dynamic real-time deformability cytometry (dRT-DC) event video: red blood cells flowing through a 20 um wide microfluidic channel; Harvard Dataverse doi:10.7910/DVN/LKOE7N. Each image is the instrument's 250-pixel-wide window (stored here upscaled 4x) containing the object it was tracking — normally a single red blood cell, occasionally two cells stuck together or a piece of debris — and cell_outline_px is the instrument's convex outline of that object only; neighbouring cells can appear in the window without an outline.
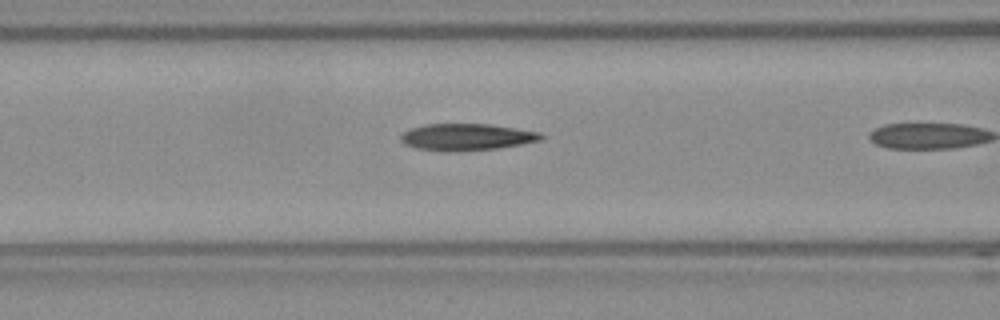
{"species": "Egyptian fruit bat (a non-hibernating species)", "species_latin": "Rousettus aegyptiacus", "temperature_condition": "room temperature", "stored_images_in_passage": 10, "camera_frame_rate_fps": 3000, "um_per_image_px": 0.085, "frame": {"image": 1, "passage_image": 9, "time_ms": 2.667, "image_size_px": [1000, 320], "cell_outline_px": [[544, 136], [540, 140], [520, 144], [496, 148], [460, 152], [440, 152], [416, 148], [404, 144], [400, 140], [400, 136], [404, 132], [412, 128], [424, 124], [488, 124], [516, 128], [540, 132]], "centroid_in_image_um": [39.62, 11.66], "position_along_channel_um": 127.0, "area_um2": 22.02}}